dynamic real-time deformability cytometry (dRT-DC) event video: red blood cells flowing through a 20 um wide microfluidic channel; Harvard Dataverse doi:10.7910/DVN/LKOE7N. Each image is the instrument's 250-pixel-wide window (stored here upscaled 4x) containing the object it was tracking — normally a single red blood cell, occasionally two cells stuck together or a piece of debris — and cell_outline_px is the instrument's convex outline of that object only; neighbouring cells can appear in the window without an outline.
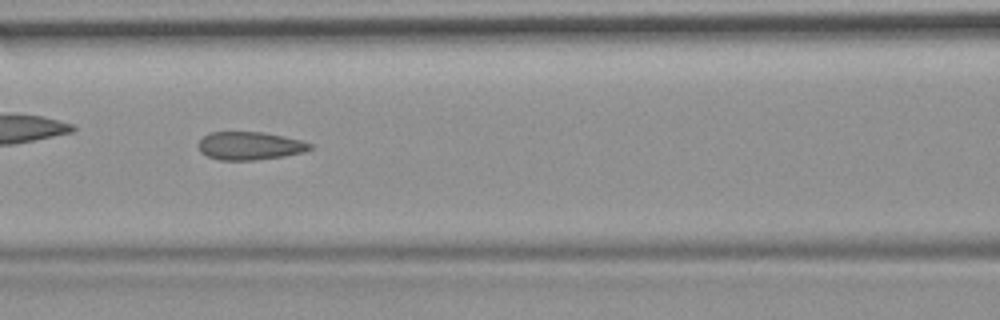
{"species": "common noctule bat (a hibernating species)", "species_latin": "Nyctalus noctula", "temperature_condition": "room temperature", "stored_images_in_passage": 44, "camera_frame_rate_fps": 3000, "um_per_image_px": 0.085, "animal": {"sex": "female", "body_mass_g": 19.9}, "frame": {"image": 1, "passage_image": 13, "time_ms": 4.0, "image_size_px": [1000, 320], "cell_outline_px": [[312, 148], [304, 152], [284, 156], [256, 160], [220, 160], [208, 156], [200, 152], [200, 140], [208, 132], [264, 132], [284, 136], [300, 140], [312, 144]], "centroid_in_image_um": [21.25, 12.39], "position_along_channel_um": 145.3, "area_um2": 18.21}, "authors_computed_cell_mechanics": {"area_um2": 18.6694, "velocity_mm_per_s": 3.7301, "shape_relaxation_time_tau1_ms": null, "shape_relaxation_time_tau2_ms": 1.7841, "deformation_change_tau1": null, "deformation_change_tau2": 0.0872}}